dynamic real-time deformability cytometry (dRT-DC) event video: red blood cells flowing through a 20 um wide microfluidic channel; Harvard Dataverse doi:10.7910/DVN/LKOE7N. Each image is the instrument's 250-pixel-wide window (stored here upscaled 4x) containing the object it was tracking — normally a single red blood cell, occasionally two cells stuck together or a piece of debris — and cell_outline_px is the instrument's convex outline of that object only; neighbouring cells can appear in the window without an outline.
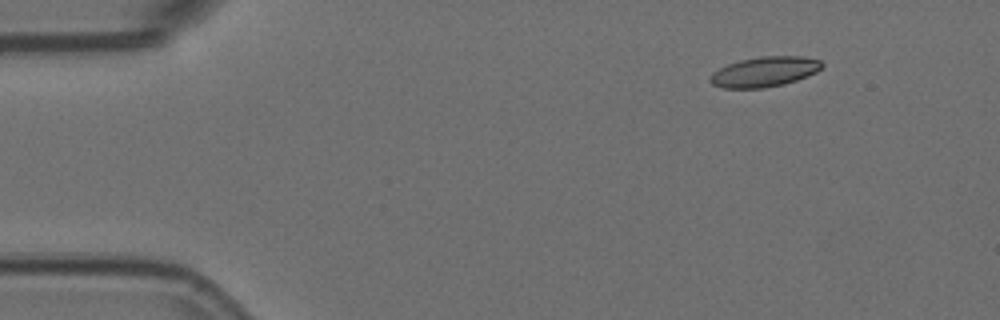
{"species": "Egyptian fruit bat (a non-hibernating species)", "species_latin": "Rousettus aegyptiacus", "temperature_condition": "room temperature", "stored_images_in_passage": 3, "camera_frame_rate_fps": 3000, "um_per_image_px": 0.085, "animal": {"sex": "female"}, "frame": {"image": 1, "passage_image": 1, "time_ms": 0.0, "image_size_px": [1000, 320], "cell_outline_px": [[824, 64], [816, 72], [808, 76], [796, 80], [764, 88], [724, 88], [712, 84], [708, 80], [712, 72], [728, 64], [740, 60], [760, 56], [804, 56], [820, 60]], "centroid_in_image_um": [64.97, 6.09], "position_along_channel_um": 20.0, "area_um2": 19.54}}